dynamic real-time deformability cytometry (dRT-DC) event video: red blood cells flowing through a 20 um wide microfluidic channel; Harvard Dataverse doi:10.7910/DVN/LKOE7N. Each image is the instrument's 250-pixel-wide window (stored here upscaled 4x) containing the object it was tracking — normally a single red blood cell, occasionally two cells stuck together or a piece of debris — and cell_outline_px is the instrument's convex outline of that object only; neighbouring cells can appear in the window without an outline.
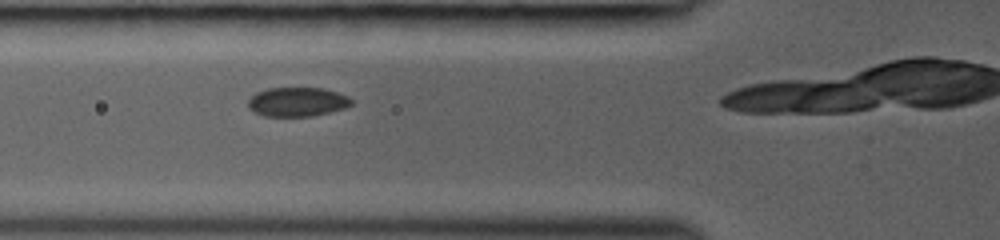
{"species": "common noctule bat (a hibernating species)", "species_latin": "Nyctalus noctula", "temperature_condition": "room temperature", "stored_images_in_passage": 10, "camera_frame_rate_fps": 3000, "um_per_image_px": 0.085, "animal": {"sex": "female", "body_mass_g": 19.0, "forearm_length_mm": 53.3}, "frame": {"image": 1, "passage_image": 4, "time_ms": 1.0, "image_size_px": [1000, 240], "cell_outline_px": [[352, 104], [344, 108], [312, 116], [264, 116], [248, 108], [248, 100], [256, 92], [268, 88], [324, 88], [348, 96], [352, 100]], "centroid_in_image_um": [25.26, 8.65], "position_along_channel_um": 100.5, "area_um2": 17.46}}
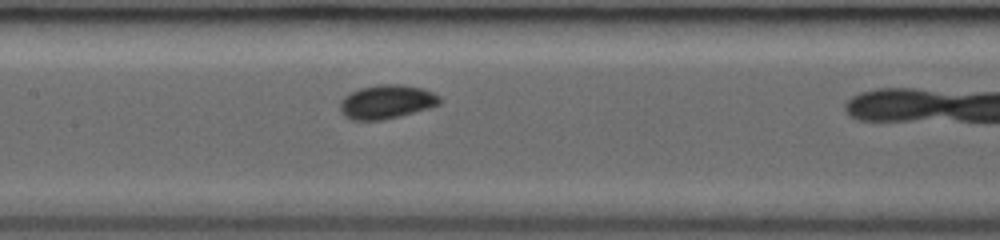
{"frame": {"image": 2, "passage_image": 9, "time_ms": 2.667, "image_size_px": [1000, 240], "cell_outline_px": [[440, 104], [428, 108], [400, 116], [380, 120], [352, 120], [344, 116], [340, 112], [340, 100], [344, 96], [360, 88], [380, 84], [396, 84], [420, 88], [432, 92], [440, 96]], "centroid_in_image_um": [32.82, 8.66], "position_along_channel_um": 174.6, "area_um2": 19.54}}